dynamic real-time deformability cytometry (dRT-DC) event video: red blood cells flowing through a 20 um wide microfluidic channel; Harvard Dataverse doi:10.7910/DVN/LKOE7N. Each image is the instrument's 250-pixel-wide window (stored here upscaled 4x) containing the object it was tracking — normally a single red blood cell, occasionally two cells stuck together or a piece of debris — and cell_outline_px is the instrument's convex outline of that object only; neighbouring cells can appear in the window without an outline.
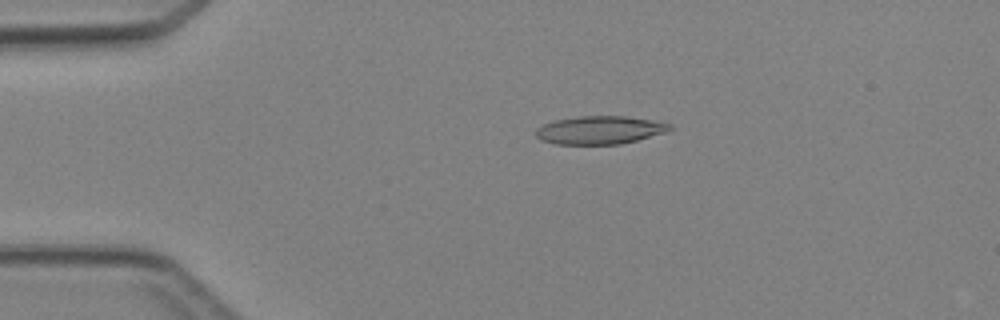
{"species": "Egyptian fruit bat (a non-hibernating species)", "species_latin": "Rousettus aegyptiacus", "temperature_condition": "cold", "stored_images_in_passage": 2, "camera_frame_rate_fps": 3000, "um_per_image_px": 0.085, "animal": {"sex": "female"}, "frame": {"image": 1, "passage_image": 1, "time_ms": 0.0, "image_size_px": [1000, 320], "cell_outline_px": [[672, 128], [668, 132], [620, 144], [556, 144], [540, 140], [536, 136], [536, 128], [544, 124], [556, 120], [580, 116], [624, 116], [652, 120], [672, 124]], "centroid_in_image_um": [50.99, 11.06], "position_along_channel_um": 34.0, "area_um2": 21.91}}